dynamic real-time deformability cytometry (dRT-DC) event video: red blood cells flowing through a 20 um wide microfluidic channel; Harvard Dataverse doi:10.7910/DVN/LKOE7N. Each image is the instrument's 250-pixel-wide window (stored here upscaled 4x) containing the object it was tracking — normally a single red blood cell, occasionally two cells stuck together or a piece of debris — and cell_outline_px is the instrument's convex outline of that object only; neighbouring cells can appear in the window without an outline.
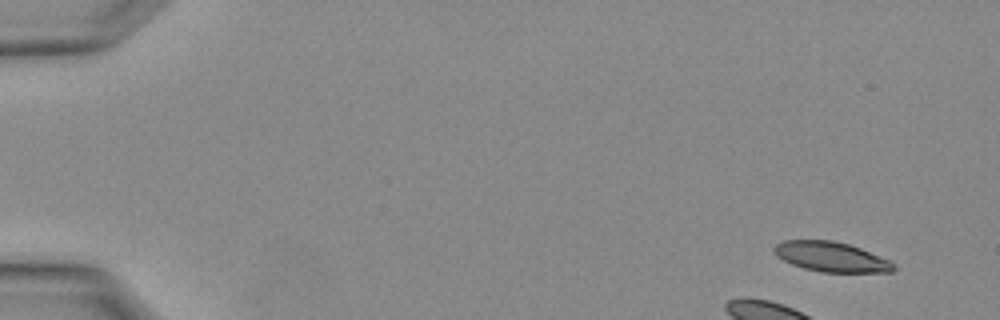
{"species": "Egyptian fruit bat (a non-hibernating species)", "species_latin": "Rousettus aegyptiacus", "temperature_condition": "warm", "stored_images_in_passage": 2, "segment_of_instrument_passage": [2, 2], "camera_frame_rate_fps": 3000, "um_per_image_px": 0.085, "animal": {"sex": "female"}, "frame": {"image": 1, "passage_image": 2, "time_ms": 0.333, "image_size_px": [1000, 320], "cell_outline_px": [[896, 268], [892, 272], [820, 272], [804, 268], [792, 264], [776, 256], [772, 248], [776, 244], [784, 240], [832, 240], [848, 244], [860, 248], [892, 260]], "centroid_in_image_um": [70.67, 21.83], "position_along_channel_um": 14.3, "area_um2": 20.92}}